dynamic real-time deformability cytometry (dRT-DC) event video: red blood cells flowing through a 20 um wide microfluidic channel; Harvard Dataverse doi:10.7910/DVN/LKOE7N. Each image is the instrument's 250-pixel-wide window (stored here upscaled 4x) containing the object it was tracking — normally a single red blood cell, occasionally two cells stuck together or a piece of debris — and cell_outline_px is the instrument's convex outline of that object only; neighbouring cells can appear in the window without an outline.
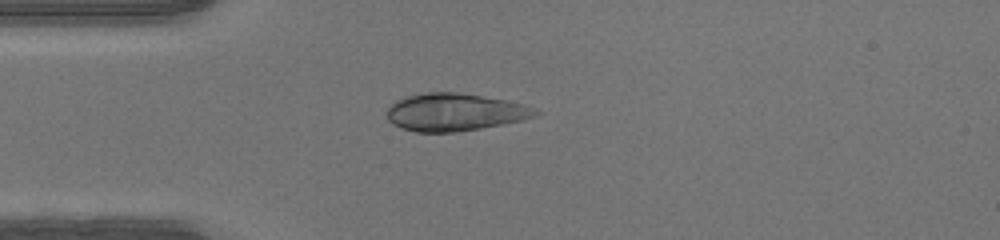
{"species": "human", "species_latin": "Homo sapiens", "temperature_condition": "warm", "stored_images_in_passage": 29, "camera_frame_rate_fps": 3000, "um_per_image_px": 0.085, "donor": {"sex": "male"}, "frame": {"image": 1, "passage_image": 1, "time_ms": 0.0, "image_size_px": [1000, 240], "cell_outline_px": [[540, 112], [536, 116], [524, 120], [480, 128], [456, 132], [416, 132], [392, 124], [388, 120], [384, 112], [388, 104], [396, 100], [408, 96], [428, 92], [456, 92], [504, 100], [536, 108]], "centroid_in_image_um": [38.59, 9.54], "position_along_channel_um": 46.4, "area_um2": 32.48}}
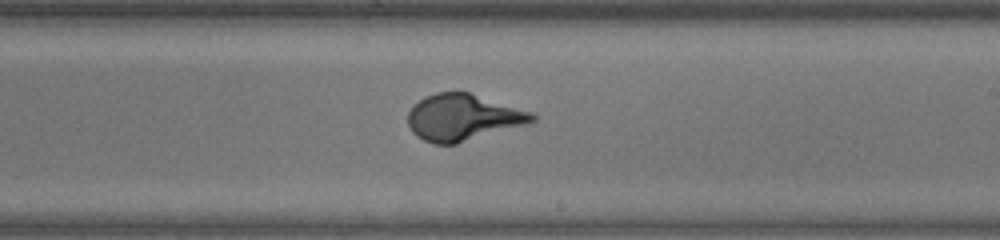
{"frame": {"image": 2, "passage_image": 16, "time_ms": 5.0, "image_size_px": [1000, 240], "cell_outline_px": [[536, 120], [524, 124], [456, 144], [432, 144], [416, 136], [412, 132], [408, 124], [408, 112], [424, 96], [436, 92], [468, 92], [532, 112], [536, 116]], "centroid_in_image_um": [39.31, 9.98], "position_along_channel_um": 249.7, "area_um2": 33.23}}
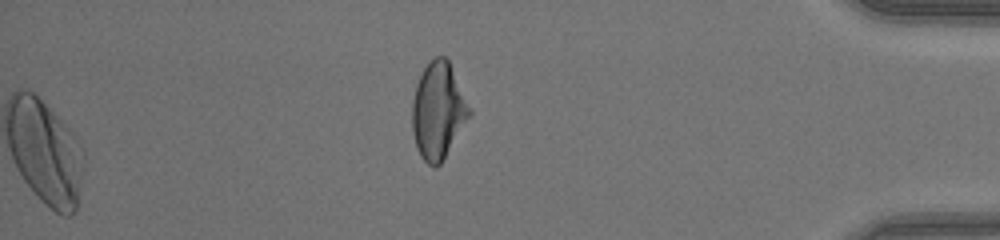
{"frame": {"image": 3, "passage_image": 29, "time_ms": 9.333, "image_size_px": [1000, 240], "cell_outline_px": [[472, 112], [440, 164], [436, 168], [432, 168], [420, 156], [416, 148], [412, 132], [412, 104], [416, 84], [424, 68], [436, 56], [444, 56], [448, 60], [472, 108]], "centroid_in_image_um": [37.24, 9.43], "position_along_channel_um": 398.0, "area_um2": 32.08}}